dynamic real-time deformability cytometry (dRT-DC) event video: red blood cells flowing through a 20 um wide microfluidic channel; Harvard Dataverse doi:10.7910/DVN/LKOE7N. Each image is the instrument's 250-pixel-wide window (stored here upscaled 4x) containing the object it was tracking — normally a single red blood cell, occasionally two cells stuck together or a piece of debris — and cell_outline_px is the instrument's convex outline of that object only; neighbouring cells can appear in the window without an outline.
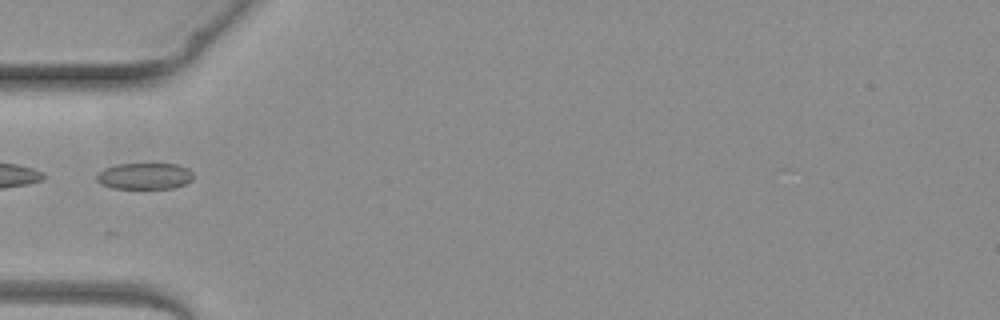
{"species": "common noctule bat (a hibernating species)", "species_latin": "Nyctalus noctula", "temperature_condition": "warm", "stored_images_in_passage": 3, "camera_frame_rate_fps": 3000, "um_per_image_px": 0.085, "animal": {"sex": "female", "body_mass_g": 19.3, "forearm_length_mm": 54.1}, "frame": {"image": 1, "passage_image": 3, "time_ms": 2.667, "image_size_px": [1000, 320], "cell_outline_px": [[192, 180], [184, 184], [172, 188], [112, 188], [100, 184], [96, 180], [96, 172], [104, 168], [116, 164], [176, 164], [188, 168], [192, 172]], "centroid_in_image_um": [12.24, 14.96], "position_along_channel_um": 72.8, "area_um2": 14.91}}